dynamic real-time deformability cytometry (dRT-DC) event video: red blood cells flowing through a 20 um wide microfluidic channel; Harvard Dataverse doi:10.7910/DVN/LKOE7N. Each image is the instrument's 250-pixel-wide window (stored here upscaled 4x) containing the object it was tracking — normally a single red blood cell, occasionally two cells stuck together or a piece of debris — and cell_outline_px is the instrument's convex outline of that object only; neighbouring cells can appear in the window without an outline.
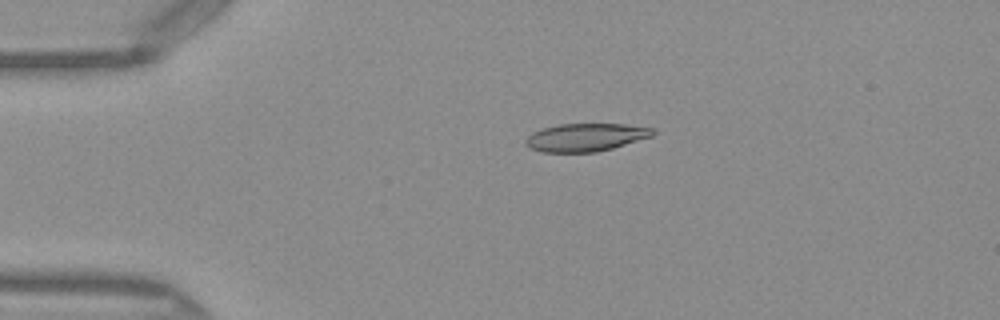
{"species": "Egyptian fruit bat (a non-hibernating species)", "species_latin": "Rousettus aegyptiacus", "temperature_condition": "warm", "stored_images_in_passage": 41, "camera_frame_rate_fps": 3000, "um_per_image_px": 0.085, "frame": {"image": 1, "passage_image": 2, "time_ms": 0.333, "image_size_px": [1000, 320], "cell_outline_px": [[656, 132], [652, 136], [612, 148], [596, 152], [544, 152], [528, 148], [524, 144], [524, 140], [532, 132], [540, 128], [560, 124], [624, 124], [656, 128]], "centroid_in_image_um": [49.76, 11.67], "position_along_channel_um": 35.2, "area_um2": 20.87}}
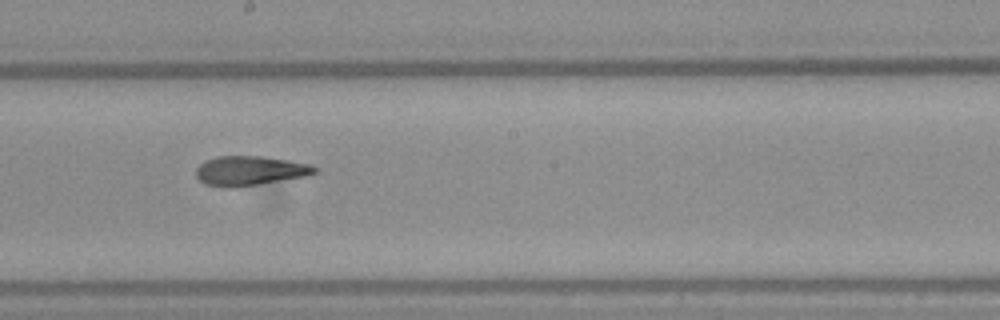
{"frame": {"image": 2, "passage_image": 19, "time_ms": 6.0, "image_size_px": [1000, 320], "cell_outline_px": [[320, 172], [304, 176], [236, 188], [228, 188], [204, 184], [196, 176], [196, 168], [200, 164], [216, 156], [264, 156], [288, 160], [308, 164], [320, 168]], "centroid_in_image_um": [21.25, 14.51], "position_along_channel_um": 227.0, "area_um2": 20.46}}
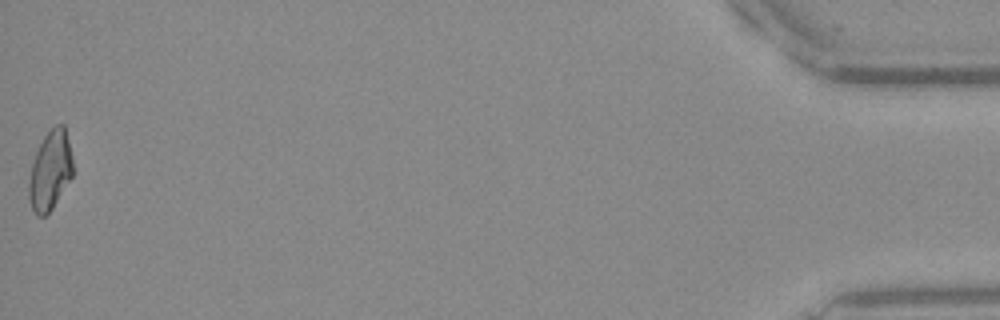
{"frame": {"image": 3, "passage_image": 41, "time_ms": 13.333, "image_size_px": [1000, 320], "cell_outline_px": [[72, 176], [52, 208], [44, 216], [36, 216], [32, 208], [28, 196], [28, 180], [32, 164], [36, 152], [44, 136], [56, 124], [64, 124], [72, 156]], "centroid_in_image_um": [4.25, 14.5], "position_along_channel_um": 430.9, "area_um2": 20.06}, "authors_computed_cell_mechanics": {"area_um2": 20.5768, "velocity_mm_per_s": 4.0988, "shape_relaxation_time_tau1_ms": null, "shape_relaxation_time_tau2_ms": 2.7301, "deformation_change_tau1": null, "deformation_change_tau2": 0.1134}}